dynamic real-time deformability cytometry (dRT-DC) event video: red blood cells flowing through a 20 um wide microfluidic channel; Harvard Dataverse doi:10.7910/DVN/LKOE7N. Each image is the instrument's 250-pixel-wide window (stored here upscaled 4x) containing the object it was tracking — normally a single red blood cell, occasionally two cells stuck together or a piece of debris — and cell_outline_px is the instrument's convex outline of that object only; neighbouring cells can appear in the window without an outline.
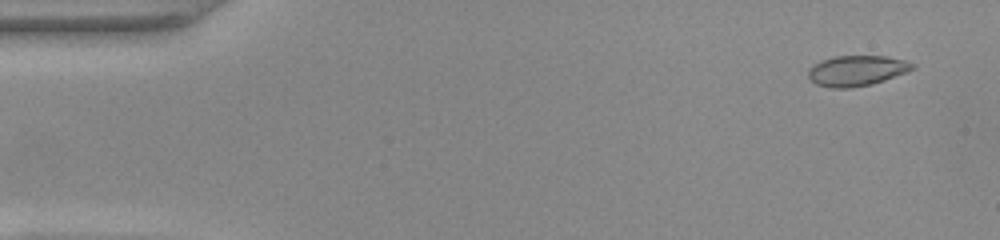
{"species": "common noctule bat (a hibernating species)", "species_latin": "Nyctalus noctula", "temperature_condition": "warm", "stored_images_in_passage": 50, "camera_frame_rate_fps": 3000, "um_per_image_px": 0.085, "animal": {"sex": "female", "body_mass_g": 22.0, "forearm_length_mm": 56.7}, "frame": {"image": 1, "passage_image": 3, "time_ms": 0.667, "image_size_px": [1000, 240], "cell_outline_px": [[916, 68], [908, 72], [872, 84], [848, 88], [828, 88], [816, 84], [808, 76], [808, 68], [820, 60], [836, 56], [888, 56], [904, 60], [916, 64]], "centroid_in_image_um": [72.83, 6.0], "position_along_channel_um": 12.2, "area_um2": 18.67}}
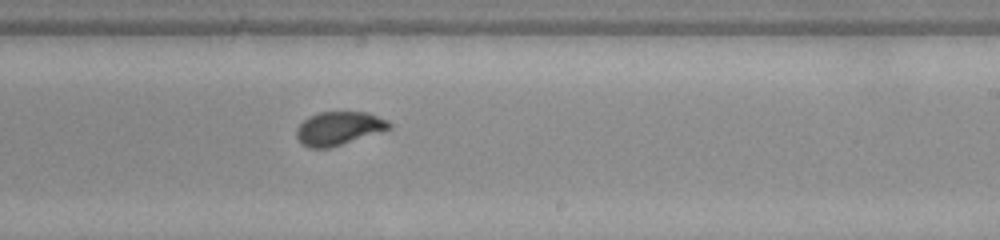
{"frame": {"image": 2, "passage_image": 30, "time_ms": 9.667, "image_size_px": [1000, 240], "cell_outline_px": [[392, 128], [332, 148], [308, 148], [300, 144], [296, 136], [296, 128], [308, 116], [320, 112], [368, 112], [388, 120], [392, 124]], "centroid_in_image_um": [28.79, 10.92], "position_along_channel_um": 260.2, "area_um2": 18.38}}
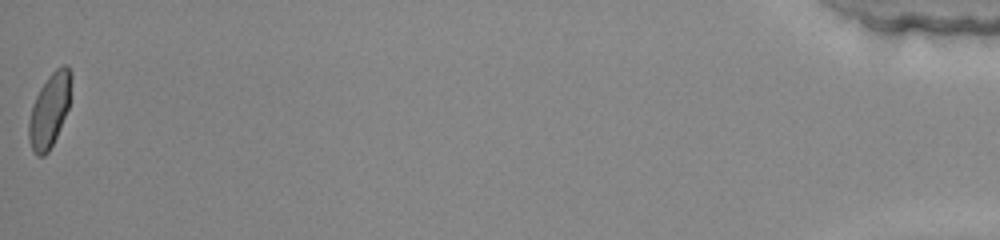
{"frame": {"image": 3, "passage_image": 50, "time_ms": 16.333, "image_size_px": [1000, 240], "cell_outline_px": [[72, 80], [68, 108], [56, 136], [48, 152], [44, 156], [36, 156], [32, 152], [28, 136], [28, 120], [32, 104], [40, 88], [48, 76], [60, 64], [68, 64], [72, 72]], "centroid_in_image_um": [4.2, 9.33], "position_along_channel_um": 431.0, "area_um2": 18.44}, "authors_computed_cell_mechanics": {"area_um2": 18.3226, "velocity_mm_per_s": 4.0886, "shape_relaxation_time_tau1_ms": 5.5828, "shape_relaxation_time_tau2_ms": null, "deformation_change_tau1": 0.167, "deformation_change_tau2": null}}